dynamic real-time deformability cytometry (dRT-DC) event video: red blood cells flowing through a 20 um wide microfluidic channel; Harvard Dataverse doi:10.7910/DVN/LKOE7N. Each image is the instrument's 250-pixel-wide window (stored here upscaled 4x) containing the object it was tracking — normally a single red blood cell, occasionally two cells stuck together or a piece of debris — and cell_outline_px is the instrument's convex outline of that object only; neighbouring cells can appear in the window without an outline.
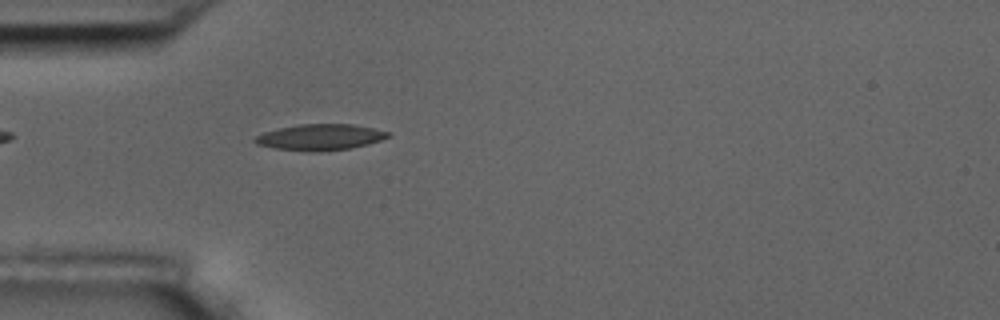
{"species": "common noctule bat (a hibernating species)", "species_latin": "Nyctalus noctula", "temperature_condition": "room temperature", "stored_images_in_passage": 2, "camera_frame_rate_fps": 3000, "um_per_image_px": 0.085, "animal": {"sex": "male", "body_mass_g": 17.5, "forearm_length_mm": 52.3}, "frame": {"image": 1, "passage_image": 2, "time_ms": 1.333, "image_size_px": [1000, 320], "cell_outline_px": [[392, 136], [368, 144], [348, 148], [320, 152], [308, 152], [276, 148], [256, 144], [252, 140], [256, 136], [264, 132], [280, 128], [300, 124], [352, 124], [392, 132]], "centroid_in_image_um": [27.23, 11.66], "position_along_channel_um": 57.8, "area_um2": 20.23}}